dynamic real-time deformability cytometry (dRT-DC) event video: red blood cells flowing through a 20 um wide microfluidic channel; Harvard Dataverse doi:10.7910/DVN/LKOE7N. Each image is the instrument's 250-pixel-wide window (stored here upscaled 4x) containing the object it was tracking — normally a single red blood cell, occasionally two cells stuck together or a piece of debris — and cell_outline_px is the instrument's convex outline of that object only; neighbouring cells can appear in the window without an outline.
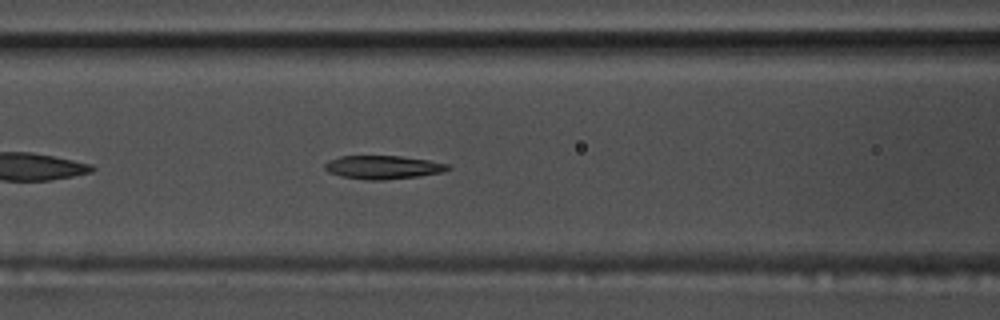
{"species": "common noctule bat (a hibernating species)", "species_latin": "Nyctalus noctula", "temperature_condition": "warm", "stored_images_in_passage": 39, "camera_frame_rate_fps": 3000, "um_per_image_px": 0.085, "animal": {"sex": "male", "body_mass_g": 17.5, "forearm_length_mm": 52.3}, "frame": {"image": 1, "passage_image": 7, "time_ms": 2.0, "image_size_px": [1000, 320], "cell_outline_px": [[452, 168], [440, 172], [420, 176], [380, 180], [368, 180], [340, 176], [328, 172], [324, 168], [324, 164], [328, 160], [340, 156], [400, 156], [428, 160], [448, 164]], "centroid_in_image_um": [32.52, 14.21], "position_along_channel_um": 134.1, "area_um2": 16.76}}
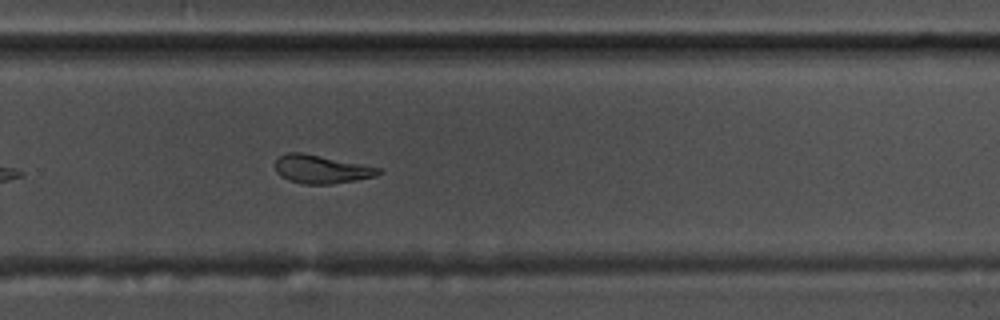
{"frame": {"image": 2, "passage_image": 21, "time_ms": 6.667, "image_size_px": [1000, 320], "cell_outline_px": [[380, 172], [376, 176], [356, 180], [332, 184], [304, 184], [288, 180], [280, 176], [276, 172], [276, 160], [280, 156], [288, 152], [300, 152], [380, 168]], "centroid_in_image_um": [27.27, 14.4], "position_along_channel_um": 302.5, "area_um2": 16.76}}
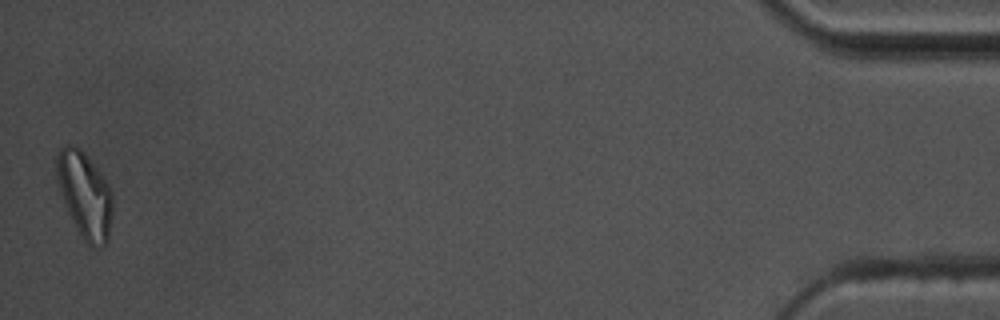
{"frame": {"image": 3, "passage_image": 39, "time_ms": 12.667, "image_size_px": [1000, 320], "cell_outline_px": [[112, 216], [108, 240], [104, 248], [100, 248], [88, 244], [84, 240], [68, 212], [56, 176], [56, 156], [60, 148], [68, 144], [76, 144], [84, 152], [100, 172], [112, 192]], "centroid_in_image_um": [7.22, 16.55], "position_along_channel_um": 428.0, "area_um2": 27.86}, "authors_computed_cell_mechanics": {"area_um2": 17.2822, "velocity_mm_per_s": 3.6188, "shape_relaxation_time_tau1_ms": 7.441, "shape_relaxation_time_tau2_ms": 5.4276, "deformation_change_tau1": 0.2657, "deformation_change_tau2": 0.1174}}